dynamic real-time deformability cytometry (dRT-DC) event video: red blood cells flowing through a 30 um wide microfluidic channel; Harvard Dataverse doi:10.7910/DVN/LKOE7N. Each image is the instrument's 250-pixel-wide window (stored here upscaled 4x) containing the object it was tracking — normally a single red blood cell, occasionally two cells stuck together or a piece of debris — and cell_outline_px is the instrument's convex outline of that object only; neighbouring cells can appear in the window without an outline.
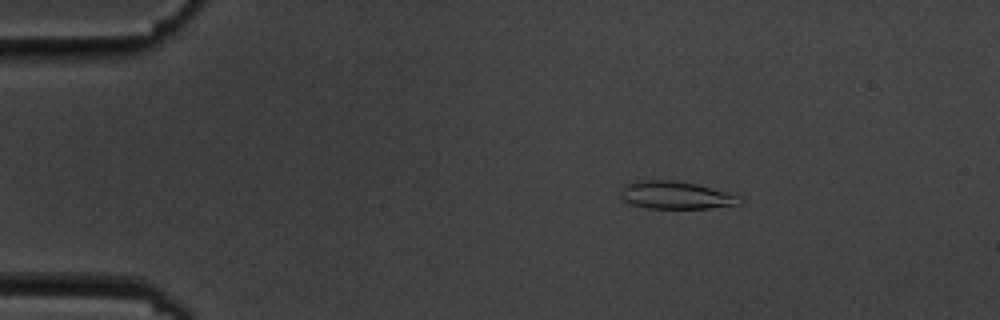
{"species": "common noctule bat (a hibernating species)", "species_latin": "Nyctalus noctula", "temperature_condition": "cold", "stored_images_in_passage": 4, "camera_frame_rate_fps": 3000, "um_per_image_px": 0.085, "animal": {"sex": "male", "body_mass_g": 19.5, "forearm_length_mm": 54.6}, "frame": {"image": 1, "passage_image": 2, "time_ms": 1.333, "image_size_px": [1000, 320], "cell_outline_px": [[744, 200], [740, 204], [708, 208], [648, 208], [632, 204], [624, 200], [620, 196], [620, 188], [624, 184], [632, 180], [676, 180], [696, 184], [724, 192], [736, 196]], "centroid_in_image_um": [57.35, 16.58], "position_along_channel_um": 27.6, "area_um2": 19.13}}